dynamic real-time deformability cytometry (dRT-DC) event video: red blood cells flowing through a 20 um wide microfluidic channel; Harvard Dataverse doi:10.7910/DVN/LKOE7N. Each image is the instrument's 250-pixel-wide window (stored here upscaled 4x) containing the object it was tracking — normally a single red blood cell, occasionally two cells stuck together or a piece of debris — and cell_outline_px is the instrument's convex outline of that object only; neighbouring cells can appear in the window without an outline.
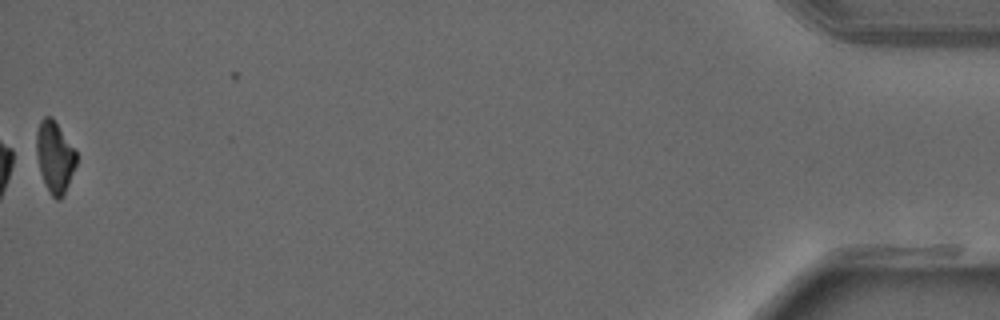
{"species": "common noctule bat (a hibernating species)", "species_latin": "Nyctalus noctula", "temperature_condition": "warm", "stored_images_in_passage": 38, "camera_frame_rate_fps": 3000, "um_per_image_px": 0.085, "animal": {"sex": "male", "forearm_length_mm": 52.5}, "frame": {"image": 1, "passage_image": 38, "time_ms": 12.333, "image_size_px": [1000, 320], "cell_outline_px": [[76, 164], [68, 184], [60, 200], [56, 200], [52, 196], [40, 172], [36, 156], [36, 132], [40, 120], [44, 116], [52, 116], [76, 148]], "centroid_in_image_um": [4.65, 13.27], "position_along_channel_um": 430.5, "area_um2": 16.7}}